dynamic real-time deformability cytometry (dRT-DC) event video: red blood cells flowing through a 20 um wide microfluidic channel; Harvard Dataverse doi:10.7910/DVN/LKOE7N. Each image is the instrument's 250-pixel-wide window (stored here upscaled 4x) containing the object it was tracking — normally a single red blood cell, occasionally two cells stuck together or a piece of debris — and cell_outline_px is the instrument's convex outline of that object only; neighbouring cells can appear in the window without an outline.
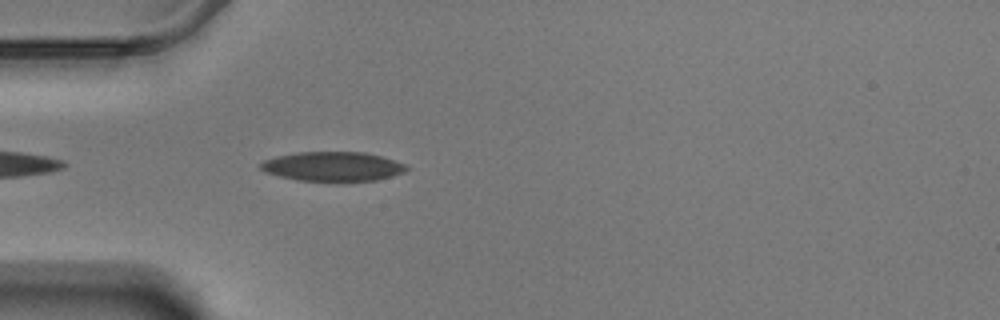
{"species": "Egyptian fruit bat (a non-hibernating species)", "species_latin": "Rousettus aegyptiacus", "temperature_condition": "warm", "stored_images_in_passage": 7, "camera_frame_rate_fps": 3000, "um_per_image_px": 0.085, "animal": {"sex": "male"}, "frame": {"image": 1, "passage_image": 3, "time_ms": 0.667, "image_size_px": [1000, 320], "cell_outline_px": [[408, 168], [404, 172], [392, 176], [376, 180], [336, 184], [300, 180], [280, 176], [264, 172], [260, 168], [260, 164], [264, 160], [276, 156], [296, 152], [364, 152], [380, 156], [404, 164]], "centroid_in_image_um": [28.27, 14.19], "position_along_channel_um": 56.7, "area_um2": 25.61}}
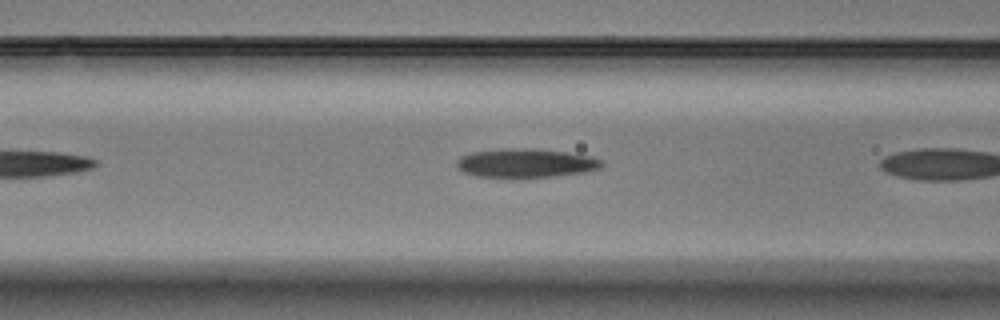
{"frame": {"image": 2, "passage_image": 6, "time_ms": 1.667, "image_size_px": [1000, 320], "cell_outline_px": [[604, 164], [600, 168], [584, 172], [556, 176], [512, 180], [508, 180], [476, 176], [464, 172], [456, 168], [456, 160], [460, 156], [472, 152], [508, 148], [532, 148], [564, 152], [588, 156], [604, 160]], "centroid_in_image_um": [44.63, 13.9], "position_along_channel_um": 122.0, "area_um2": 25.26}}